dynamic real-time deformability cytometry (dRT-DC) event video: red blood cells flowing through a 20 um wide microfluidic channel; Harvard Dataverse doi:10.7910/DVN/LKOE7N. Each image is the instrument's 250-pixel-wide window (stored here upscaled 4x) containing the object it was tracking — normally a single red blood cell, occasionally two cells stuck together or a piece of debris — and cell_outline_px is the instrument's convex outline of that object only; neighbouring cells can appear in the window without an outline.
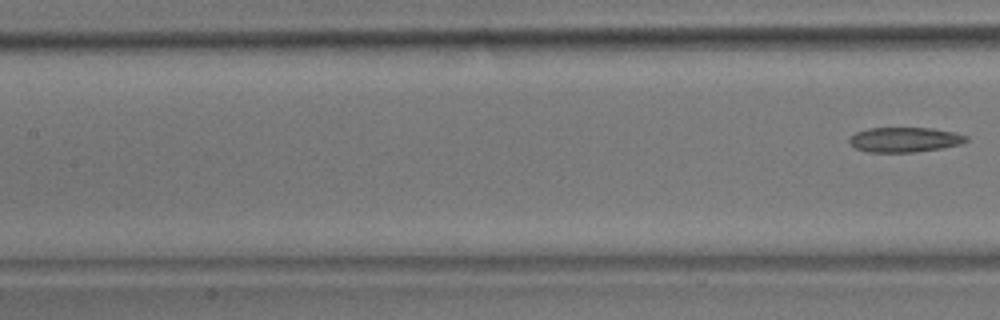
{"species": "common noctule bat (a hibernating species)", "species_latin": "Nyctalus noctula", "temperature_condition": "room temperature", "stored_images_in_passage": 9, "segment_of_instrument_passage": [2, 2], "camera_frame_rate_fps": 3000, "um_per_image_px": 0.085, "animal": {"sex": "male", "body_mass_g": 17.9}, "frame": {"image": 1, "passage_image": 9, "time_ms": 2.667, "image_size_px": [1000, 320], "cell_outline_px": [[968, 140], [960, 144], [940, 148], [916, 152], [864, 152], [856, 148], [848, 140], [848, 136], [856, 132], [868, 128], [932, 128], [952, 132], [968, 136]], "centroid_in_image_um": [76.85, 11.87], "position_along_channel_um": 130.6, "area_um2": 16.94}}